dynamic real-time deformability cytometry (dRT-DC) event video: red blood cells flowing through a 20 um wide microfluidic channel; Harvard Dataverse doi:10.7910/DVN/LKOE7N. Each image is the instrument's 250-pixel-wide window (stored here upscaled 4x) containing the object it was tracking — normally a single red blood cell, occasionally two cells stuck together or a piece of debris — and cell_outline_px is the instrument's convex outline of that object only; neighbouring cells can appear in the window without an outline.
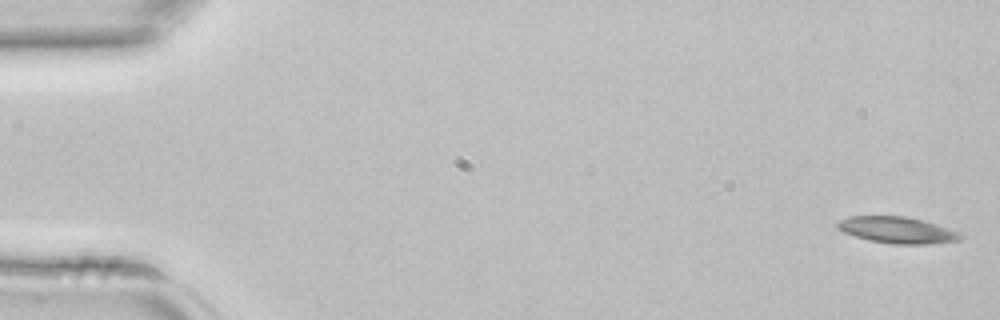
{"species": "common noctule bat (a hibernating species)", "species_latin": "Nyctalus noctula", "temperature_condition": "room temperature", "stored_images_in_passage": 4, "camera_frame_rate_fps": 3000, "um_per_image_px": 0.085, "animal": {"sex": "female", "body_mass_g": 22.7, "forearm_length_mm": 54.2}, "frame": {"image": 1, "passage_image": 1, "time_ms": 0.0, "image_size_px": [1000, 320], "cell_outline_px": [[964, 236], [960, 240], [928, 244], [892, 244], [868, 240], [844, 232], [836, 228], [836, 224], [840, 220], [848, 216], [904, 216], [924, 220], [948, 228]], "centroid_in_image_um": [76.24, 19.55], "position_along_channel_um": 8.8, "area_um2": 18.9}}
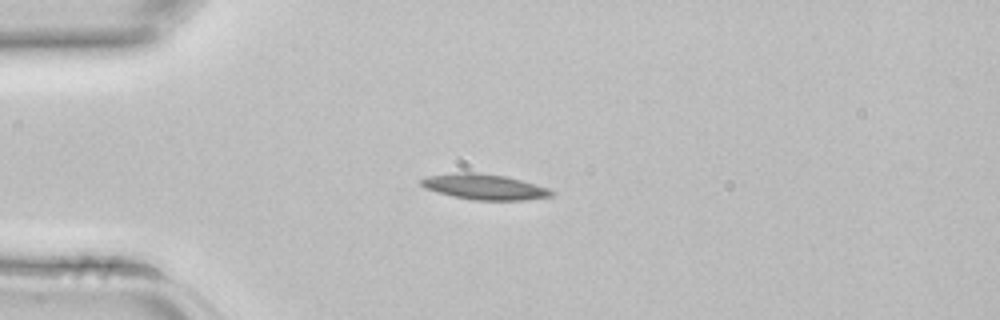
{"frame": {"image": 2, "passage_image": 4, "time_ms": 1.0, "image_size_px": [1000, 320], "cell_outline_px": [[556, 192], [552, 196], [524, 200], [476, 200], [452, 196], [436, 192], [424, 188], [420, 184], [420, 180], [428, 176], [460, 172], [476, 172], [504, 176], [520, 180], [548, 188]], "centroid_in_image_um": [41.16, 15.88], "position_along_channel_um": 43.8, "area_um2": 19.25}}